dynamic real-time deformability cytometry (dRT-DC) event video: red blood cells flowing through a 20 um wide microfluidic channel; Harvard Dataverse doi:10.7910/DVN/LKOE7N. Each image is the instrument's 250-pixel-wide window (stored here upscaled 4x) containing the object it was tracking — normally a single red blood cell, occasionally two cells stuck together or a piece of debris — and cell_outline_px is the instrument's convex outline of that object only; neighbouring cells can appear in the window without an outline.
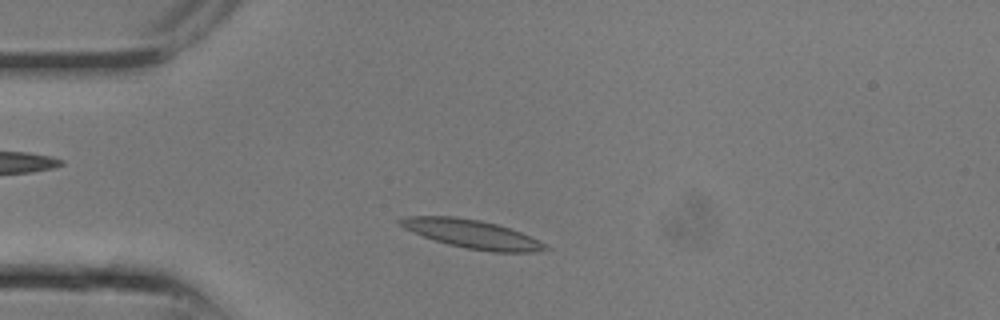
{"species": "common noctule bat (a hibernating species)", "species_latin": "Nyctalus noctula", "temperature_condition": "room temperature", "stored_images_in_passage": 5, "camera_frame_rate_fps": 3000, "um_per_image_px": 0.085, "animal": {"sex": "male", "body_mass_g": 13.3}, "frame": {"image": 1, "passage_image": 4, "time_ms": 1.0, "image_size_px": [1000, 320], "cell_outline_px": [[552, 248], [532, 252], [492, 252], [468, 248], [448, 244], [412, 232], [404, 228], [396, 220], [408, 216], [456, 216], [480, 220], [496, 224], [520, 232], [540, 240]], "centroid_in_image_um": [40.14, 19.88], "position_along_channel_um": 44.9, "area_um2": 23.93}}